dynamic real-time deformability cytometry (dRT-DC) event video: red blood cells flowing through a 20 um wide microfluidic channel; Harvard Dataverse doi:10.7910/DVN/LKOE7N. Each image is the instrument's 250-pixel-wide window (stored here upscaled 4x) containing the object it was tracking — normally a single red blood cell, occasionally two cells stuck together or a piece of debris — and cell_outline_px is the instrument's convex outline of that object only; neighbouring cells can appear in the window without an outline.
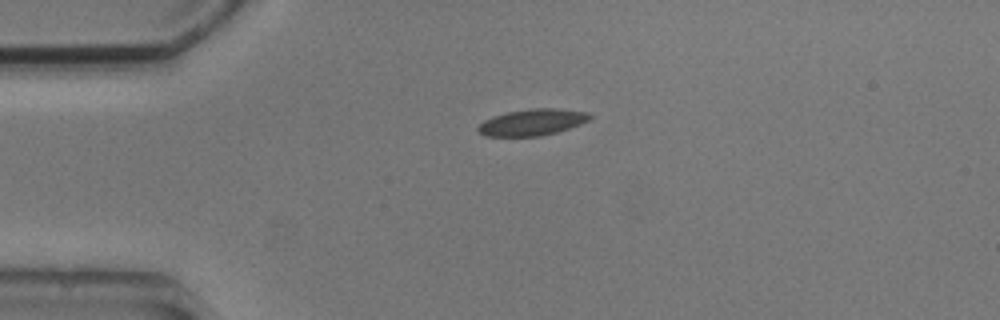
{"species": "common noctule bat (a hibernating species)", "species_latin": "Nyctalus noctula", "temperature_condition": "cold", "stored_images_in_passage": 3, "camera_frame_rate_fps": 3000, "um_per_image_px": 0.085, "animal": {"sex": "male", "body_mass_g": 20.5, "forearm_length_mm": 52.5}, "frame": {"image": 1, "passage_image": 1, "time_ms": 0.0, "image_size_px": [1000, 320], "cell_outline_px": [[592, 116], [588, 120], [580, 124], [556, 132], [540, 136], [484, 136], [476, 128], [484, 120], [492, 116], [508, 112], [532, 108], [556, 108], [588, 112]], "centroid_in_image_um": [45.23, 10.39], "position_along_channel_um": 39.8, "area_um2": 17.11}}